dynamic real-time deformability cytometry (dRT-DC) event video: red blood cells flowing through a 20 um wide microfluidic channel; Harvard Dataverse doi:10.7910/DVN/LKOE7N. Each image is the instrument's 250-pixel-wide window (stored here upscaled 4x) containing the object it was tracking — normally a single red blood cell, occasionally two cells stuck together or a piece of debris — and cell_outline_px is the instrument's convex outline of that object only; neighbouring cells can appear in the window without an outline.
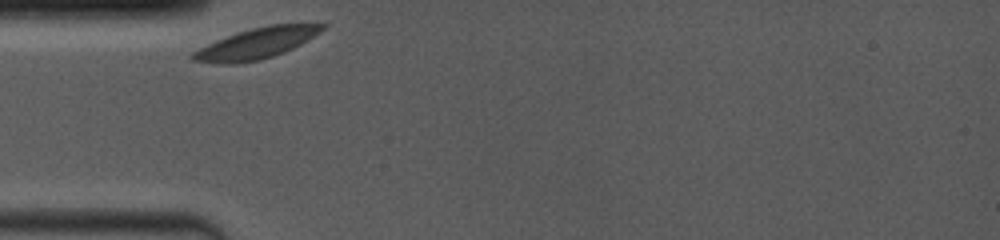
{"species": "common noctule bat (a hibernating species)", "species_latin": "Nyctalus noctula", "temperature_condition": "room temperature", "stored_images_in_passage": 20, "camera_frame_rate_fps": 4000, "um_per_image_px": 0.085, "animal": {"sex": "female", "body_mass_g": 19.0, "forearm_length_mm": 53.3}, "frame": {"image": 1, "passage_image": 1, "time_ms": 0.0, "image_size_px": [1000, 240], "cell_outline_px": [[328, 24], [320, 32], [308, 40], [284, 52], [272, 56], [256, 60], [232, 64], [228, 64], [192, 60], [188, 56], [192, 52], [216, 40], [252, 28], [268, 24]], "centroid_in_image_um": [21.8, 3.68], "position_along_channel_um": 63.2, "area_um2": 22.72}}
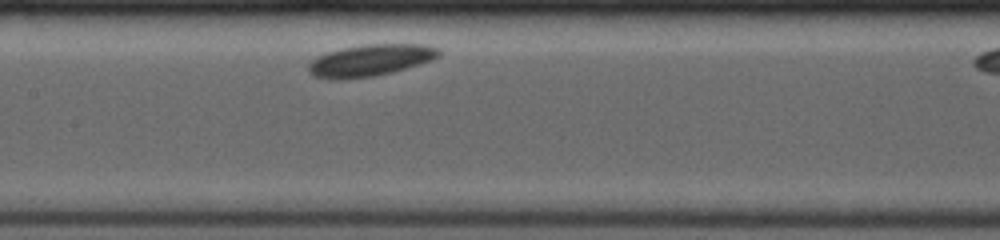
{"frame": {"image": 2, "passage_image": 10, "time_ms": 3.25, "image_size_px": [1000, 240], "cell_outline_px": [[440, 56], [432, 60], [392, 72], [372, 76], [316, 76], [308, 68], [308, 64], [312, 60], [328, 52], [340, 48], [364, 44], [424, 44], [440, 48]], "centroid_in_image_um": [31.61, 5.05], "position_along_channel_um": 175.8, "area_um2": 23.06}}
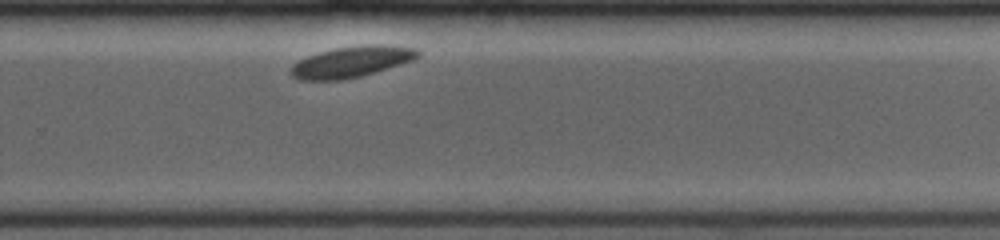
{"frame": {"image": 3, "passage_image": 19, "time_ms": 6.75, "image_size_px": [1000, 240], "cell_outline_px": [[420, 56], [412, 60], [376, 72], [360, 76], [340, 80], [300, 80], [292, 76], [288, 72], [292, 64], [308, 56], [320, 52], [336, 48], [364, 44], [380, 44], [416, 48], [420, 52]], "centroid_in_image_um": [29.87, 5.25], "position_along_channel_um": 299.9, "area_um2": 22.95}}